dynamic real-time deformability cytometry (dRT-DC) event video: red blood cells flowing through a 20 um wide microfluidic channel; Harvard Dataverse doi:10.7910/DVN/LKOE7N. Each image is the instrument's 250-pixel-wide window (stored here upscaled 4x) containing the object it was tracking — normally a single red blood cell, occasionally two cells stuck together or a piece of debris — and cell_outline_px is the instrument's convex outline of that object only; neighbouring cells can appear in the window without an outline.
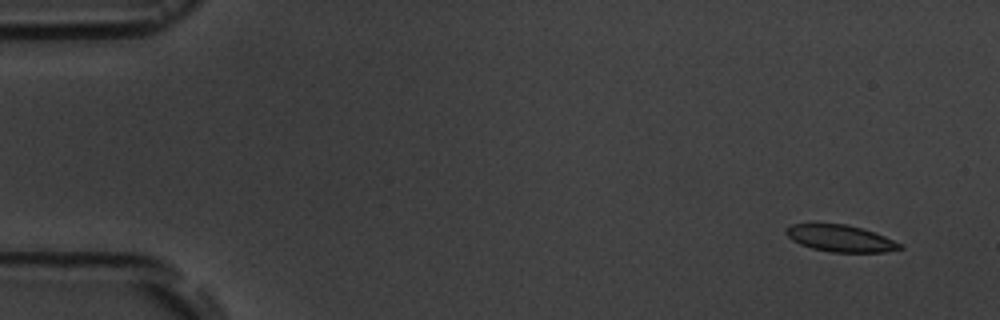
{"species": "common noctule bat (a hibernating species)", "species_latin": "Nyctalus noctula", "temperature_condition": "room temperature", "stored_images_in_passage": 5, "camera_frame_rate_fps": 3000, "um_per_image_px": 0.085, "animal": {"sex": "male", "body_mass_g": 19.5, "forearm_length_mm": 54.6}, "frame": {"image": 1, "passage_image": 1, "time_ms": 0.0, "image_size_px": [1000, 320], "cell_outline_px": [[904, 248], [884, 252], [828, 252], [812, 248], [800, 244], [792, 240], [784, 232], [784, 228], [792, 224], [848, 224], [884, 236], [900, 244]], "centroid_in_image_um": [71.39, 20.26], "position_along_channel_um": 13.6, "area_um2": 17.57}}
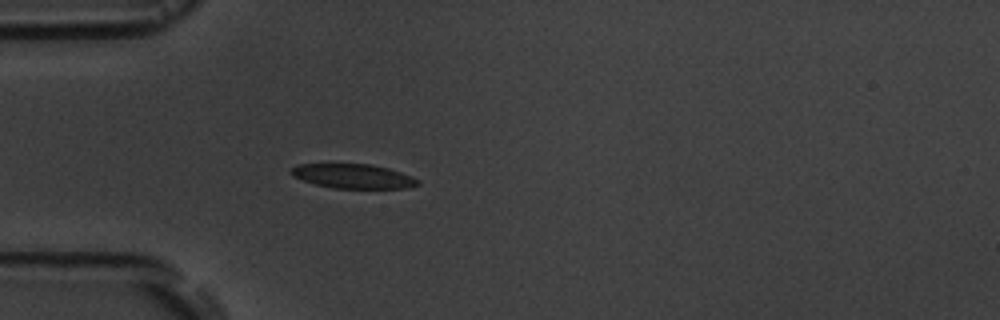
{"frame": {"image": 2, "passage_image": 5, "time_ms": 4.333, "image_size_px": [1000, 320], "cell_outline_px": [[420, 184], [408, 188], [332, 188], [316, 184], [292, 176], [288, 172], [296, 164], [372, 164], [388, 168], [412, 176], [420, 180]], "centroid_in_image_um": [30.02, 14.97], "position_along_channel_um": 55.0, "area_um2": 18.03}}